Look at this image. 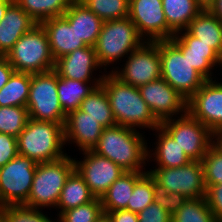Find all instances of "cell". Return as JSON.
I'll use <instances>...</instances> for the list:
<instances>
[{"mask_svg": "<svg viewBox=\"0 0 222 222\" xmlns=\"http://www.w3.org/2000/svg\"><path fill=\"white\" fill-rule=\"evenodd\" d=\"M101 85L109 99L117 125L149 128L155 131L160 121L141 97L138 87L126 84L112 72L104 75Z\"/></svg>", "mask_w": 222, "mask_h": 222, "instance_id": "cell-1", "label": "cell"}, {"mask_svg": "<svg viewBox=\"0 0 222 222\" xmlns=\"http://www.w3.org/2000/svg\"><path fill=\"white\" fill-rule=\"evenodd\" d=\"M144 139L135 128L115 125L103 128L92 151L110 159L125 171H143L142 165L152 158Z\"/></svg>", "mask_w": 222, "mask_h": 222, "instance_id": "cell-2", "label": "cell"}, {"mask_svg": "<svg viewBox=\"0 0 222 222\" xmlns=\"http://www.w3.org/2000/svg\"><path fill=\"white\" fill-rule=\"evenodd\" d=\"M64 145V125L50 121L29 119L24 130L17 137L18 154L36 163L63 158L66 156L62 151Z\"/></svg>", "mask_w": 222, "mask_h": 222, "instance_id": "cell-3", "label": "cell"}, {"mask_svg": "<svg viewBox=\"0 0 222 222\" xmlns=\"http://www.w3.org/2000/svg\"><path fill=\"white\" fill-rule=\"evenodd\" d=\"M74 170V159L68 155L56 161L37 163L31 191L24 205L35 209L57 206L63 186Z\"/></svg>", "mask_w": 222, "mask_h": 222, "instance_id": "cell-4", "label": "cell"}, {"mask_svg": "<svg viewBox=\"0 0 222 222\" xmlns=\"http://www.w3.org/2000/svg\"><path fill=\"white\" fill-rule=\"evenodd\" d=\"M5 57L15 72L36 74L55 67L47 34L40 24L23 34Z\"/></svg>", "mask_w": 222, "mask_h": 222, "instance_id": "cell-5", "label": "cell"}, {"mask_svg": "<svg viewBox=\"0 0 222 222\" xmlns=\"http://www.w3.org/2000/svg\"><path fill=\"white\" fill-rule=\"evenodd\" d=\"M145 40L139 35L137 27L129 17L104 21L94 50L102 67L132 53Z\"/></svg>", "mask_w": 222, "mask_h": 222, "instance_id": "cell-6", "label": "cell"}, {"mask_svg": "<svg viewBox=\"0 0 222 222\" xmlns=\"http://www.w3.org/2000/svg\"><path fill=\"white\" fill-rule=\"evenodd\" d=\"M161 78L188 101L207 81L170 41H159Z\"/></svg>", "mask_w": 222, "mask_h": 222, "instance_id": "cell-7", "label": "cell"}, {"mask_svg": "<svg viewBox=\"0 0 222 222\" xmlns=\"http://www.w3.org/2000/svg\"><path fill=\"white\" fill-rule=\"evenodd\" d=\"M26 108L30 119L65 124L66 114L58 99L57 72L31 74Z\"/></svg>", "mask_w": 222, "mask_h": 222, "instance_id": "cell-8", "label": "cell"}, {"mask_svg": "<svg viewBox=\"0 0 222 222\" xmlns=\"http://www.w3.org/2000/svg\"><path fill=\"white\" fill-rule=\"evenodd\" d=\"M36 167L34 160L21 154L0 167V208L27 202Z\"/></svg>", "mask_w": 222, "mask_h": 222, "instance_id": "cell-9", "label": "cell"}, {"mask_svg": "<svg viewBox=\"0 0 222 222\" xmlns=\"http://www.w3.org/2000/svg\"><path fill=\"white\" fill-rule=\"evenodd\" d=\"M160 126L176 141L191 161H201L213 144V133L188 112L178 119L169 118Z\"/></svg>", "mask_w": 222, "mask_h": 222, "instance_id": "cell-10", "label": "cell"}, {"mask_svg": "<svg viewBox=\"0 0 222 222\" xmlns=\"http://www.w3.org/2000/svg\"><path fill=\"white\" fill-rule=\"evenodd\" d=\"M149 174L169 193L178 192L187 199L205 197L206 186L202 161H190L180 167H156Z\"/></svg>", "mask_w": 222, "mask_h": 222, "instance_id": "cell-11", "label": "cell"}, {"mask_svg": "<svg viewBox=\"0 0 222 222\" xmlns=\"http://www.w3.org/2000/svg\"><path fill=\"white\" fill-rule=\"evenodd\" d=\"M127 57L122 71L112 70V73L122 82L140 87L161 78L159 41H145Z\"/></svg>", "mask_w": 222, "mask_h": 222, "instance_id": "cell-12", "label": "cell"}, {"mask_svg": "<svg viewBox=\"0 0 222 222\" xmlns=\"http://www.w3.org/2000/svg\"><path fill=\"white\" fill-rule=\"evenodd\" d=\"M129 18L148 42L170 40L175 35L167 25L162 0H129Z\"/></svg>", "mask_w": 222, "mask_h": 222, "instance_id": "cell-13", "label": "cell"}, {"mask_svg": "<svg viewBox=\"0 0 222 222\" xmlns=\"http://www.w3.org/2000/svg\"><path fill=\"white\" fill-rule=\"evenodd\" d=\"M84 160L76 161L75 170L85 180L96 198H101L107 189L126 171L110 159L92 150L84 151Z\"/></svg>", "mask_w": 222, "mask_h": 222, "instance_id": "cell-14", "label": "cell"}, {"mask_svg": "<svg viewBox=\"0 0 222 222\" xmlns=\"http://www.w3.org/2000/svg\"><path fill=\"white\" fill-rule=\"evenodd\" d=\"M143 100L160 121L187 113V100L163 78L138 87Z\"/></svg>", "mask_w": 222, "mask_h": 222, "instance_id": "cell-15", "label": "cell"}, {"mask_svg": "<svg viewBox=\"0 0 222 222\" xmlns=\"http://www.w3.org/2000/svg\"><path fill=\"white\" fill-rule=\"evenodd\" d=\"M187 112L212 133L222 127V83L207 80L187 101Z\"/></svg>", "mask_w": 222, "mask_h": 222, "instance_id": "cell-16", "label": "cell"}, {"mask_svg": "<svg viewBox=\"0 0 222 222\" xmlns=\"http://www.w3.org/2000/svg\"><path fill=\"white\" fill-rule=\"evenodd\" d=\"M183 32L176 33L170 41L183 53L184 57H187L196 71L206 80L212 79L211 70L215 65H220V56L209 45L200 42V39L192 36L187 30Z\"/></svg>", "mask_w": 222, "mask_h": 222, "instance_id": "cell-17", "label": "cell"}, {"mask_svg": "<svg viewBox=\"0 0 222 222\" xmlns=\"http://www.w3.org/2000/svg\"><path fill=\"white\" fill-rule=\"evenodd\" d=\"M99 122L77 109L66 115L64 124L65 144L75 142L81 151L93 150L102 135ZM67 142V143H66Z\"/></svg>", "mask_w": 222, "mask_h": 222, "instance_id": "cell-18", "label": "cell"}, {"mask_svg": "<svg viewBox=\"0 0 222 222\" xmlns=\"http://www.w3.org/2000/svg\"><path fill=\"white\" fill-rule=\"evenodd\" d=\"M94 47L85 46L55 61L58 76L91 83L94 69L100 68Z\"/></svg>", "mask_w": 222, "mask_h": 222, "instance_id": "cell-19", "label": "cell"}, {"mask_svg": "<svg viewBox=\"0 0 222 222\" xmlns=\"http://www.w3.org/2000/svg\"><path fill=\"white\" fill-rule=\"evenodd\" d=\"M40 25L47 34L55 61L76 49L86 46L82 39H79L74 27L63 15L45 20Z\"/></svg>", "mask_w": 222, "mask_h": 222, "instance_id": "cell-20", "label": "cell"}, {"mask_svg": "<svg viewBox=\"0 0 222 222\" xmlns=\"http://www.w3.org/2000/svg\"><path fill=\"white\" fill-rule=\"evenodd\" d=\"M37 24L13 1L0 21V56H6L22 35L31 31Z\"/></svg>", "mask_w": 222, "mask_h": 222, "instance_id": "cell-21", "label": "cell"}, {"mask_svg": "<svg viewBox=\"0 0 222 222\" xmlns=\"http://www.w3.org/2000/svg\"><path fill=\"white\" fill-rule=\"evenodd\" d=\"M63 16L74 27L79 39H82L86 46L94 47L103 21L79 0H74Z\"/></svg>", "mask_w": 222, "mask_h": 222, "instance_id": "cell-22", "label": "cell"}, {"mask_svg": "<svg viewBox=\"0 0 222 222\" xmlns=\"http://www.w3.org/2000/svg\"><path fill=\"white\" fill-rule=\"evenodd\" d=\"M146 171H126L121 175L100 198L103 213L115 210H127L128 201L133 193L135 182Z\"/></svg>", "mask_w": 222, "mask_h": 222, "instance_id": "cell-23", "label": "cell"}, {"mask_svg": "<svg viewBox=\"0 0 222 222\" xmlns=\"http://www.w3.org/2000/svg\"><path fill=\"white\" fill-rule=\"evenodd\" d=\"M200 42L209 45L220 57L222 55V23L209 11H201L186 29Z\"/></svg>", "mask_w": 222, "mask_h": 222, "instance_id": "cell-24", "label": "cell"}, {"mask_svg": "<svg viewBox=\"0 0 222 222\" xmlns=\"http://www.w3.org/2000/svg\"><path fill=\"white\" fill-rule=\"evenodd\" d=\"M103 77L104 75L98 79L94 78L91 85L88 82L63 78L57 74L58 99L63 112L67 115L69 112L79 109L83 99L101 84Z\"/></svg>", "mask_w": 222, "mask_h": 222, "instance_id": "cell-25", "label": "cell"}, {"mask_svg": "<svg viewBox=\"0 0 222 222\" xmlns=\"http://www.w3.org/2000/svg\"><path fill=\"white\" fill-rule=\"evenodd\" d=\"M162 7L167 25L175 34L186 30L202 11L194 0H162Z\"/></svg>", "mask_w": 222, "mask_h": 222, "instance_id": "cell-26", "label": "cell"}, {"mask_svg": "<svg viewBox=\"0 0 222 222\" xmlns=\"http://www.w3.org/2000/svg\"><path fill=\"white\" fill-rule=\"evenodd\" d=\"M158 133V141L155 150V162L158 167L173 168L188 164L191 160L178 146L176 141L161 127L155 129Z\"/></svg>", "mask_w": 222, "mask_h": 222, "instance_id": "cell-27", "label": "cell"}, {"mask_svg": "<svg viewBox=\"0 0 222 222\" xmlns=\"http://www.w3.org/2000/svg\"><path fill=\"white\" fill-rule=\"evenodd\" d=\"M94 198L95 196L89 190L85 180L74 170L63 186L55 209L61 208L58 214L60 215L62 212L86 204Z\"/></svg>", "mask_w": 222, "mask_h": 222, "instance_id": "cell-28", "label": "cell"}, {"mask_svg": "<svg viewBox=\"0 0 222 222\" xmlns=\"http://www.w3.org/2000/svg\"><path fill=\"white\" fill-rule=\"evenodd\" d=\"M79 110L86 112L88 116L97 120L103 128L117 125L109 99L101 84L95 87L93 91L83 99Z\"/></svg>", "mask_w": 222, "mask_h": 222, "instance_id": "cell-29", "label": "cell"}, {"mask_svg": "<svg viewBox=\"0 0 222 222\" xmlns=\"http://www.w3.org/2000/svg\"><path fill=\"white\" fill-rule=\"evenodd\" d=\"M30 84V73L14 72L9 81L0 89V107H26Z\"/></svg>", "mask_w": 222, "mask_h": 222, "instance_id": "cell-30", "label": "cell"}, {"mask_svg": "<svg viewBox=\"0 0 222 222\" xmlns=\"http://www.w3.org/2000/svg\"><path fill=\"white\" fill-rule=\"evenodd\" d=\"M38 24L62 16L74 0H14Z\"/></svg>", "mask_w": 222, "mask_h": 222, "instance_id": "cell-31", "label": "cell"}, {"mask_svg": "<svg viewBox=\"0 0 222 222\" xmlns=\"http://www.w3.org/2000/svg\"><path fill=\"white\" fill-rule=\"evenodd\" d=\"M171 222H216L205 197L188 199L171 217Z\"/></svg>", "mask_w": 222, "mask_h": 222, "instance_id": "cell-32", "label": "cell"}, {"mask_svg": "<svg viewBox=\"0 0 222 222\" xmlns=\"http://www.w3.org/2000/svg\"><path fill=\"white\" fill-rule=\"evenodd\" d=\"M103 22L129 17V0H79Z\"/></svg>", "mask_w": 222, "mask_h": 222, "instance_id": "cell-33", "label": "cell"}, {"mask_svg": "<svg viewBox=\"0 0 222 222\" xmlns=\"http://www.w3.org/2000/svg\"><path fill=\"white\" fill-rule=\"evenodd\" d=\"M29 119V112L26 107H0V133L17 138L24 130Z\"/></svg>", "mask_w": 222, "mask_h": 222, "instance_id": "cell-34", "label": "cell"}, {"mask_svg": "<svg viewBox=\"0 0 222 222\" xmlns=\"http://www.w3.org/2000/svg\"><path fill=\"white\" fill-rule=\"evenodd\" d=\"M152 176L145 172L134 185L127 210L138 214L153 202Z\"/></svg>", "mask_w": 222, "mask_h": 222, "instance_id": "cell-35", "label": "cell"}, {"mask_svg": "<svg viewBox=\"0 0 222 222\" xmlns=\"http://www.w3.org/2000/svg\"><path fill=\"white\" fill-rule=\"evenodd\" d=\"M0 217L5 222H55L43 214L39 209L25 205H9L0 208ZM59 220V221H58ZM62 222L61 218L57 219Z\"/></svg>", "mask_w": 222, "mask_h": 222, "instance_id": "cell-36", "label": "cell"}, {"mask_svg": "<svg viewBox=\"0 0 222 222\" xmlns=\"http://www.w3.org/2000/svg\"><path fill=\"white\" fill-rule=\"evenodd\" d=\"M102 213L101 200L95 197L86 204L62 212L59 217L62 222H95Z\"/></svg>", "mask_w": 222, "mask_h": 222, "instance_id": "cell-37", "label": "cell"}, {"mask_svg": "<svg viewBox=\"0 0 222 222\" xmlns=\"http://www.w3.org/2000/svg\"><path fill=\"white\" fill-rule=\"evenodd\" d=\"M201 161L206 188L211 185L222 184V151L212 144Z\"/></svg>", "mask_w": 222, "mask_h": 222, "instance_id": "cell-38", "label": "cell"}, {"mask_svg": "<svg viewBox=\"0 0 222 222\" xmlns=\"http://www.w3.org/2000/svg\"><path fill=\"white\" fill-rule=\"evenodd\" d=\"M153 202L160 205L172 217L188 200L178 192L169 193L166 188L152 177Z\"/></svg>", "mask_w": 222, "mask_h": 222, "instance_id": "cell-39", "label": "cell"}, {"mask_svg": "<svg viewBox=\"0 0 222 222\" xmlns=\"http://www.w3.org/2000/svg\"><path fill=\"white\" fill-rule=\"evenodd\" d=\"M205 198L216 222H222V184L208 186Z\"/></svg>", "mask_w": 222, "mask_h": 222, "instance_id": "cell-40", "label": "cell"}, {"mask_svg": "<svg viewBox=\"0 0 222 222\" xmlns=\"http://www.w3.org/2000/svg\"><path fill=\"white\" fill-rule=\"evenodd\" d=\"M139 222H171V216L160 205L152 202L138 213Z\"/></svg>", "mask_w": 222, "mask_h": 222, "instance_id": "cell-41", "label": "cell"}, {"mask_svg": "<svg viewBox=\"0 0 222 222\" xmlns=\"http://www.w3.org/2000/svg\"><path fill=\"white\" fill-rule=\"evenodd\" d=\"M18 154L17 138L0 133V167H3Z\"/></svg>", "mask_w": 222, "mask_h": 222, "instance_id": "cell-42", "label": "cell"}, {"mask_svg": "<svg viewBox=\"0 0 222 222\" xmlns=\"http://www.w3.org/2000/svg\"><path fill=\"white\" fill-rule=\"evenodd\" d=\"M112 222H139L138 214L128 210H115L107 213Z\"/></svg>", "mask_w": 222, "mask_h": 222, "instance_id": "cell-43", "label": "cell"}, {"mask_svg": "<svg viewBox=\"0 0 222 222\" xmlns=\"http://www.w3.org/2000/svg\"><path fill=\"white\" fill-rule=\"evenodd\" d=\"M15 69L5 56H0V89L9 81Z\"/></svg>", "mask_w": 222, "mask_h": 222, "instance_id": "cell-44", "label": "cell"}, {"mask_svg": "<svg viewBox=\"0 0 222 222\" xmlns=\"http://www.w3.org/2000/svg\"><path fill=\"white\" fill-rule=\"evenodd\" d=\"M209 11L222 23V0H216Z\"/></svg>", "mask_w": 222, "mask_h": 222, "instance_id": "cell-45", "label": "cell"}, {"mask_svg": "<svg viewBox=\"0 0 222 222\" xmlns=\"http://www.w3.org/2000/svg\"><path fill=\"white\" fill-rule=\"evenodd\" d=\"M214 138L217 141L213 140V145L222 151V127L213 132V139Z\"/></svg>", "mask_w": 222, "mask_h": 222, "instance_id": "cell-46", "label": "cell"}, {"mask_svg": "<svg viewBox=\"0 0 222 222\" xmlns=\"http://www.w3.org/2000/svg\"><path fill=\"white\" fill-rule=\"evenodd\" d=\"M196 4L203 10H209L216 0H194Z\"/></svg>", "mask_w": 222, "mask_h": 222, "instance_id": "cell-47", "label": "cell"}, {"mask_svg": "<svg viewBox=\"0 0 222 222\" xmlns=\"http://www.w3.org/2000/svg\"><path fill=\"white\" fill-rule=\"evenodd\" d=\"M14 0H0V21L4 18V15L6 13V10L8 6L13 2Z\"/></svg>", "mask_w": 222, "mask_h": 222, "instance_id": "cell-48", "label": "cell"}, {"mask_svg": "<svg viewBox=\"0 0 222 222\" xmlns=\"http://www.w3.org/2000/svg\"><path fill=\"white\" fill-rule=\"evenodd\" d=\"M95 222H112L108 214L102 213Z\"/></svg>", "mask_w": 222, "mask_h": 222, "instance_id": "cell-49", "label": "cell"}, {"mask_svg": "<svg viewBox=\"0 0 222 222\" xmlns=\"http://www.w3.org/2000/svg\"><path fill=\"white\" fill-rule=\"evenodd\" d=\"M220 65L222 66V55L220 57Z\"/></svg>", "mask_w": 222, "mask_h": 222, "instance_id": "cell-50", "label": "cell"}]
</instances>
